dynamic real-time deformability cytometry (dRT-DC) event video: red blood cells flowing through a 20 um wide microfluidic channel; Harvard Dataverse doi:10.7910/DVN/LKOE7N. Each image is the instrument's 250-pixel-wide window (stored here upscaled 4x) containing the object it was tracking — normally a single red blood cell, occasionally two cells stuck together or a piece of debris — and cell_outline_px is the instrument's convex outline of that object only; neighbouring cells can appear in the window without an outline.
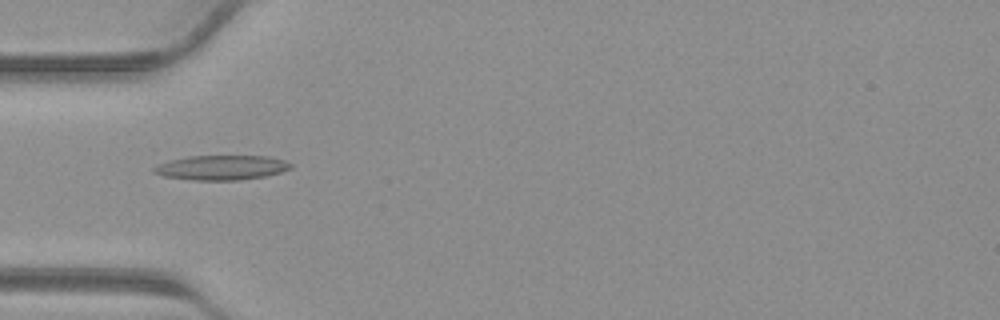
{"species": "common noctule bat (a hibernating species)", "species_latin": "Nyctalus noctula", "temperature_condition": "warm", "stored_images_in_passage": 28, "camera_frame_rate_fps": 3000, "um_per_image_px": 0.085, "animal": {"sex": "male", "body_mass_g": 23.1, "forearm_length_mm": 52.7}, "frame": {"image": 1, "passage_image": 1, "time_ms": 0.0, "image_size_px": [1000, 320], "cell_outline_px": [[292, 168], [280, 172], [264, 176], [240, 180], [192, 180], [164, 176], [152, 172], [152, 168], [168, 160], [188, 156], [268, 156], [284, 160], [292, 164]], "centroid_in_image_um": [18.81, 14.24], "position_along_channel_um": 66.2, "area_um2": 19.65}}
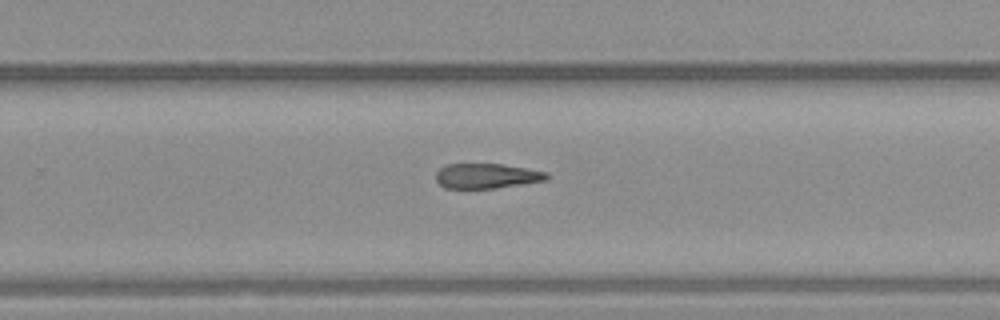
{"frame": {"image": 2, "passage_image": 14, "time_ms": 4.333, "image_size_px": [1000, 320], "cell_outline_px": [[548, 180], [496, 188], [444, 188], [436, 180], [436, 172], [440, 168], [448, 164], [500, 164], [548, 172]], "centroid_in_image_um": [41.36, 14.96], "position_along_channel_um": 288.4, "area_um2": 16.01}}
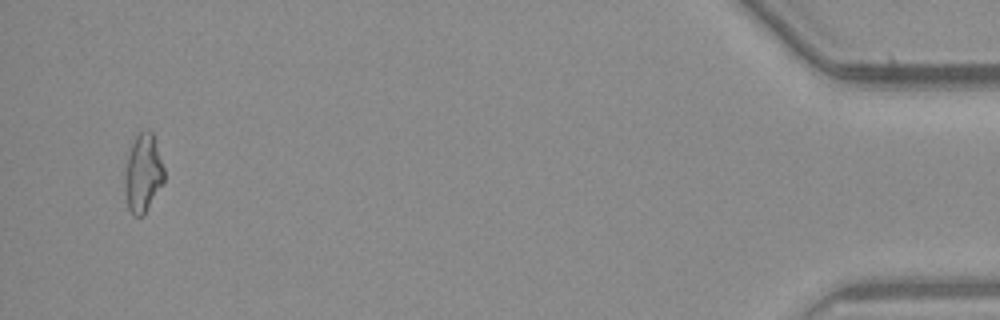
{"frame": {"image": 3, "passage_image": 27, "time_ms": 8.667, "image_size_px": [1000, 320], "cell_outline_px": [[164, 180], [144, 216], [132, 216], [128, 208], [124, 192], [124, 172], [128, 156], [132, 144], [136, 136], [140, 132], [148, 128], [152, 132], [164, 168]], "centroid_in_image_um": [12.14, 14.76], "position_along_channel_um": 423.1, "area_um2": 17.98}}